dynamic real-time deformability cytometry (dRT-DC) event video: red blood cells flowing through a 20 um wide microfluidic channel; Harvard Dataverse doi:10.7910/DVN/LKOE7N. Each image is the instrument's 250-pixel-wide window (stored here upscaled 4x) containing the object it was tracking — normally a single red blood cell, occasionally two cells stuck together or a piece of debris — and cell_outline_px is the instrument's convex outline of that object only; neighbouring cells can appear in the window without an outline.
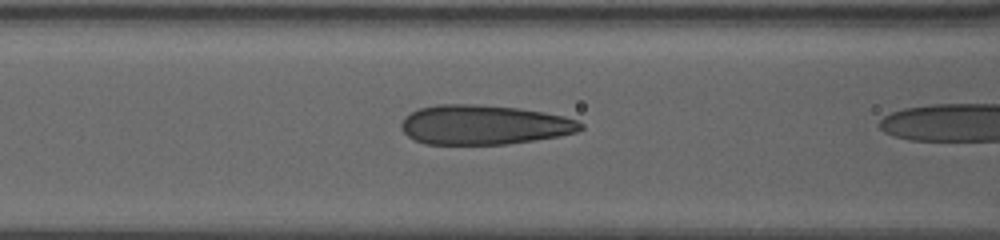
{"species": "human", "species_latin": "Homo sapiens", "temperature_condition": "warm", "stored_images_in_passage": 6, "camera_frame_rate_fps": 3000, "um_per_image_px": 0.085, "donor": {"sex": "female"}, "frame": {"image": 1, "passage_image": 4, "time_ms": 1.0, "image_size_px": [1000, 240], "cell_outline_px": [[584, 128], [576, 132], [560, 136], [536, 140], [508, 144], [424, 144], [408, 136], [400, 128], [400, 124], [404, 116], [420, 108], [436, 104], [476, 104], [520, 108], [544, 112], [564, 116], [576, 120], [584, 124]], "centroid_in_image_um": [41.14, 10.61], "position_along_channel_um": 125.5, "area_um2": 41.62}}